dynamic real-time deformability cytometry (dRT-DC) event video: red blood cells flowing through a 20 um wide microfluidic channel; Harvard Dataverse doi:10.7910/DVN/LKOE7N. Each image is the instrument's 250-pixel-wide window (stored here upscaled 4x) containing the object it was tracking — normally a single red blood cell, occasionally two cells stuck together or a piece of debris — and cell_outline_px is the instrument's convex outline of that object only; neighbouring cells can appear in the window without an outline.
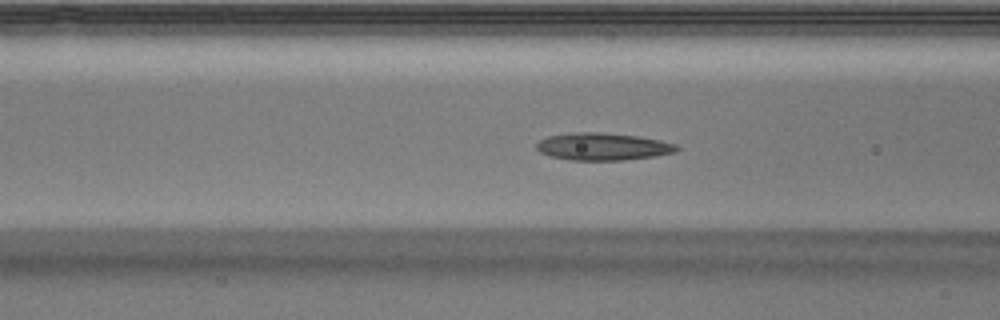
{"species": "Egyptian fruit bat (a non-hibernating species)", "species_latin": "Rousettus aegyptiacus", "temperature_condition": "warm", "stored_images_in_passage": 49, "camera_frame_rate_fps": 3000, "um_per_image_px": 0.085, "animal": {"sex": "male"}, "frame": {"image": 1, "passage_image": 17, "time_ms": 5.333, "image_size_px": [1000, 320], "cell_outline_px": [[680, 148], [676, 152], [656, 156], [624, 160], [568, 160], [552, 156], [540, 152], [536, 148], [536, 144], [540, 140], [548, 136], [572, 132], [604, 132], [636, 136], [660, 140], [676, 144]], "centroid_in_image_um": [51.25, 12.46], "position_along_channel_um": 115.3, "area_um2": 22.43}}
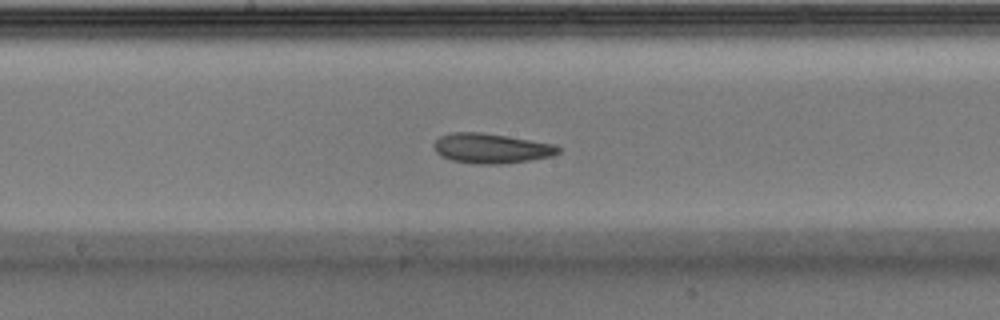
{"frame": {"image": 2, "passage_image": 24, "time_ms": 7.667, "image_size_px": [1000, 320], "cell_outline_px": [[560, 152], [552, 156], [528, 160], [500, 164], [472, 164], [452, 160], [440, 156], [436, 152], [432, 144], [440, 136], [452, 132], [480, 132], [556, 144], [560, 148]], "centroid_in_image_um": [41.73, 12.61], "position_along_channel_um": 206.5, "area_um2": 21.68}}
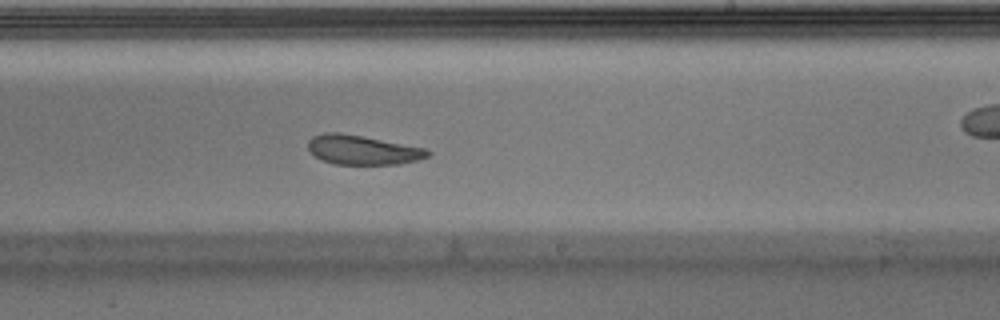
{"frame": {"image": 3, "passage_image": 28, "time_ms": 9.0, "image_size_px": [1000, 320], "cell_outline_px": [[432, 152], [428, 156], [416, 160], [400, 164], [336, 164], [324, 160], [316, 156], [308, 148], [308, 140], [312, 136], [324, 132], [340, 132], [428, 148]], "centroid_in_image_um": [30.84, 12.73], "position_along_channel_um": 258.2, "area_um2": 20.46}, "authors_computed_cell_mechanics": {"area_um2": 22.1374, "velocity_mm_per_s": 3.8983, "shape_relaxation_time_tau1_ms": 3.4829, "shape_relaxation_time_tau2_ms": 1.6212, "deformation_change_tau1": 0.1379, "deformation_change_tau2": 0.0766}}